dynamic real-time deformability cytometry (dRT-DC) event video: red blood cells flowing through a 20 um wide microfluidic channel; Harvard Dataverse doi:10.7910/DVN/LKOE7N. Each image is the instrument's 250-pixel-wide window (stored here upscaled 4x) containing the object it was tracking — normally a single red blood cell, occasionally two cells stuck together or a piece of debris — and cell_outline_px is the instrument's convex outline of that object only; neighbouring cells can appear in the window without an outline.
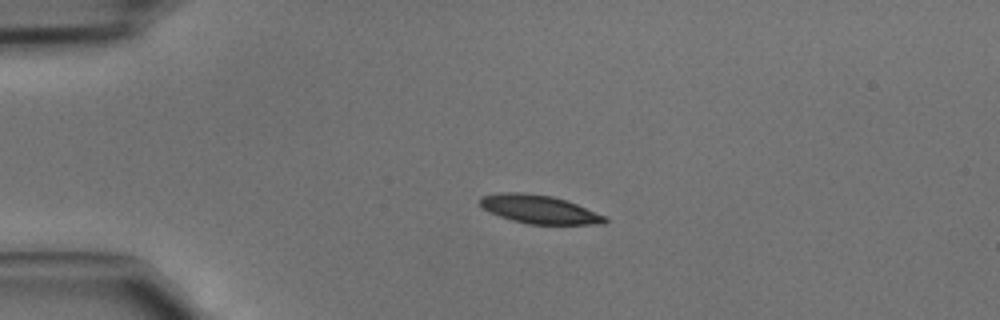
{"species": "common noctule bat (a hibernating species)", "species_latin": "Nyctalus noctula", "temperature_condition": "cold", "stored_images_in_passage": 36, "camera_frame_rate_fps": 3000, "um_per_image_px": 0.085, "animal": {"sex": "male", "body_mass_g": 15.6}, "frame": {"image": 1, "passage_image": 1, "time_ms": 0.0, "image_size_px": [1000, 320], "cell_outline_px": [[608, 220], [604, 224], [528, 224], [512, 220], [488, 212], [480, 204], [480, 196], [500, 192], [524, 192], [552, 196], [576, 204], [608, 216]], "centroid_in_image_um": [45.84, 17.79], "position_along_channel_um": 39.2, "area_um2": 20.75}}
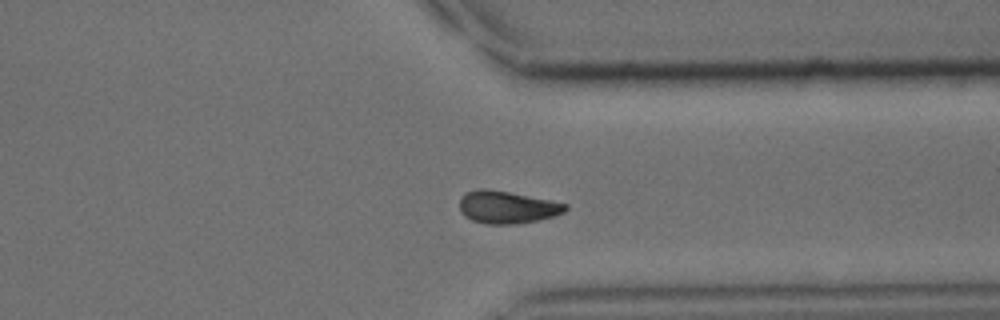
{"frame": {"image": 2, "passage_image": 26, "time_ms": 8.333, "image_size_px": [1000, 320], "cell_outline_px": [[568, 208], [564, 212], [556, 216], [536, 220], [512, 224], [488, 224], [472, 220], [464, 216], [460, 212], [460, 196], [464, 192], [476, 188], [484, 188], [508, 192], [568, 204]], "centroid_in_image_um": [43.05, 17.6], "position_along_channel_um": 368.3, "area_um2": 20.0}}
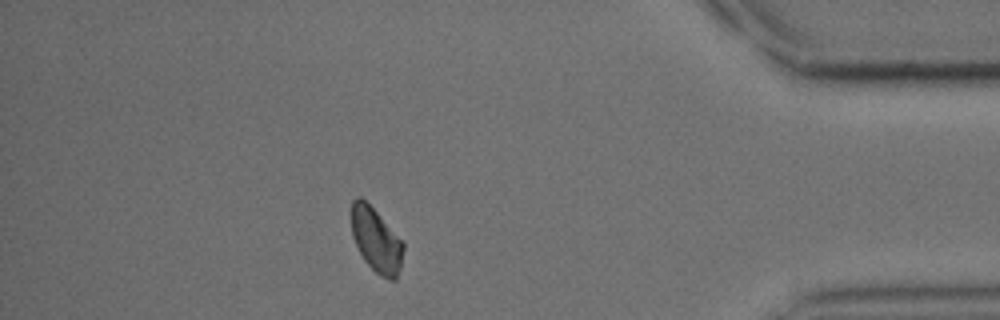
{"frame": {"image": 3, "passage_image": 31, "time_ms": 10.0, "image_size_px": [1000, 320], "cell_outline_px": [[404, 248], [400, 268], [396, 280], [388, 280], [380, 276], [364, 260], [352, 236], [352, 200], [356, 196], [360, 196], [376, 212], [404, 244]], "centroid_in_image_um": [31.97, 20.44], "position_along_channel_um": 403.2, "area_um2": 19.02}}